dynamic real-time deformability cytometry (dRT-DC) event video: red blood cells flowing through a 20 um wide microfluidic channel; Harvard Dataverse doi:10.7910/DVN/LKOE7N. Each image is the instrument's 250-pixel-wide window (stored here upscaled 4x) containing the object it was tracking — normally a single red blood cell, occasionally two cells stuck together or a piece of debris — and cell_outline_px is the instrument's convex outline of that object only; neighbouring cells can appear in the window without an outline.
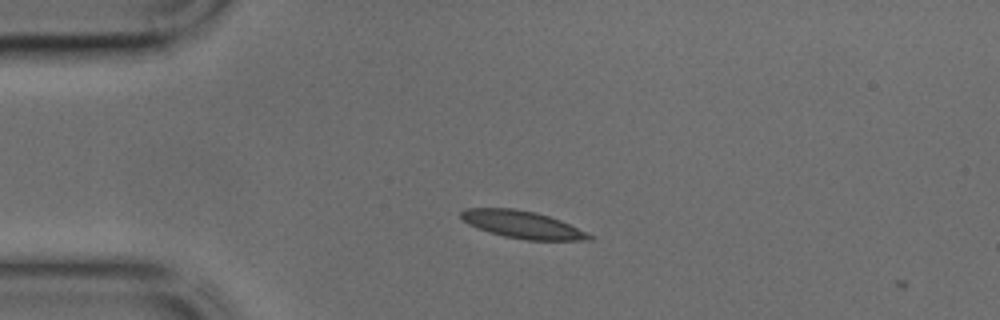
{"species": "common noctule bat (a hibernating species)", "species_latin": "Nyctalus noctula", "temperature_condition": "cold", "stored_images_in_passage": 4, "camera_frame_rate_fps": 3000, "um_per_image_px": 0.085, "animal": {"sex": "male", "body_mass_g": 17.9, "forearm_length_mm": 54.2}, "frame": {"image": 1, "passage_image": 2, "time_ms": 0.333, "image_size_px": [1000, 320], "cell_outline_px": [[592, 240], [528, 240], [504, 236], [468, 224], [460, 216], [460, 212], [464, 208], [512, 208], [536, 212], [560, 220], [592, 236]], "centroid_in_image_um": [44.37, 19.08], "position_along_channel_um": 40.6, "area_um2": 20.0}}